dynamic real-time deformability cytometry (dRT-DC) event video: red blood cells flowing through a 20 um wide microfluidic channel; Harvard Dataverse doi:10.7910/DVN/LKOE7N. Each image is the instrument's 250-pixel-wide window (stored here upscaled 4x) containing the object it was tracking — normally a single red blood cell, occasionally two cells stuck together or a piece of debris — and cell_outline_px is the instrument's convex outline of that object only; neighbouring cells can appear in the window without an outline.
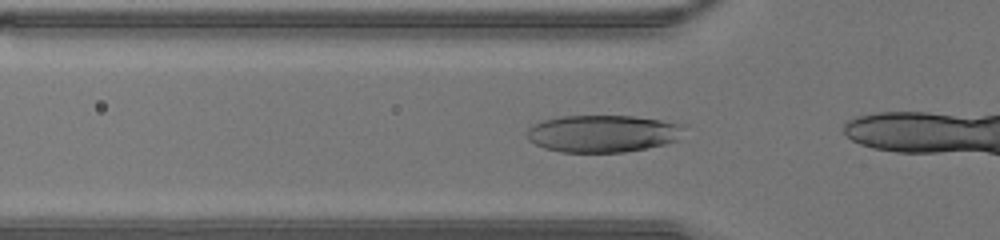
{"species": "human", "species_latin": "Homo sapiens", "temperature_condition": "warm", "stored_images_in_passage": 12, "camera_frame_rate_fps": 3000, "um_per_image_px": 0.085, "donor": {"sex": "male"}, "frame": {"image": 1, "passage_image": 10, "time_ms": 3.0, "image_size_px": [1000, 240], "cell_outline_px": [[688, 124], [676, 140], [664, 144], [648, 148], [624, 152], [560, 152], [544, 148], [528, 140], [528, 128], [532, 124], [540, 120], [560, 116], [632, 116]], "centroid_in_image_um": [51.23, 11.34], "position_along_channel_um": 74.6, "area_um2": 34.28}}